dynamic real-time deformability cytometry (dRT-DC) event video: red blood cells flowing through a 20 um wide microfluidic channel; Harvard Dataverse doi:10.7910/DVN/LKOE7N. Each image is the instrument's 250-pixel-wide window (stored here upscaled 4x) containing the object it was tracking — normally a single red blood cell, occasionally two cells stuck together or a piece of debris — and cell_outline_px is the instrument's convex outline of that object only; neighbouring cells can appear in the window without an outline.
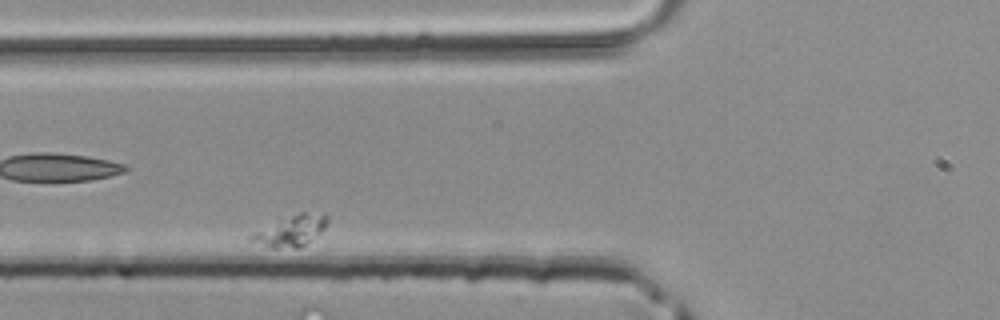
{"species": "common noctule bat (a hibernating species)", "species_latin": "Nyctalus noctula", "temperature_condition": "room temperature", "stored_images_in_passage": 5, "camera_frame_rate_fps": 3000, "um_per_image_px": 0.085, "animal": {"sex": "male", "body_mass_g": 20.4}, "frame": {"image": 1, "passage_image": 3, "time_ms": 0.667, "image_size_px": [1000, 320], "cell_outline_px": [[328, 220], [324, 228], [300, 248], [272, 248], [248, 240], [248, 236], [252, 232], [300, 212], [324, 212], [328, 216]], "centroid_in_image_um": [24.72, 19.61], "position_along_channel_um": 101.1, "area_um2": 13.53}}
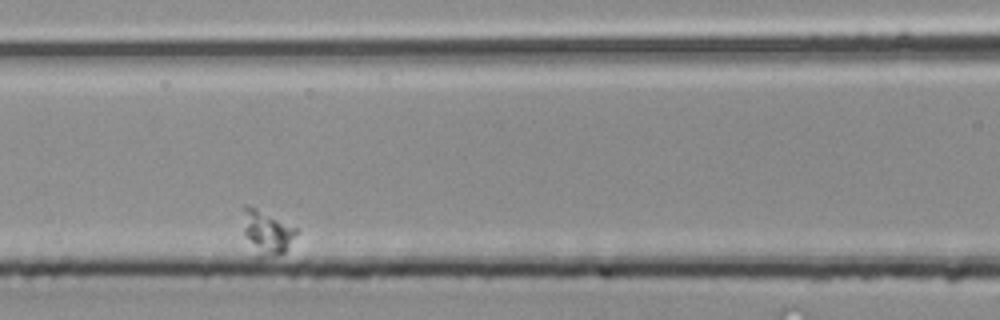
{"frame": {"image": 2, "passage_image": 4, "time_ms": 1.0, "image_size_px": [1000, 320], "cell_outline_px": [[300, 232], [284, 252], [272, 256], [256, 260], [244, 232], [244, 204], [248, 204], [300, 228]], "centroid_in_image_um": [22.72, 19.79], "position_along_channel_um": 143.9, "area_um2": 14.1}}
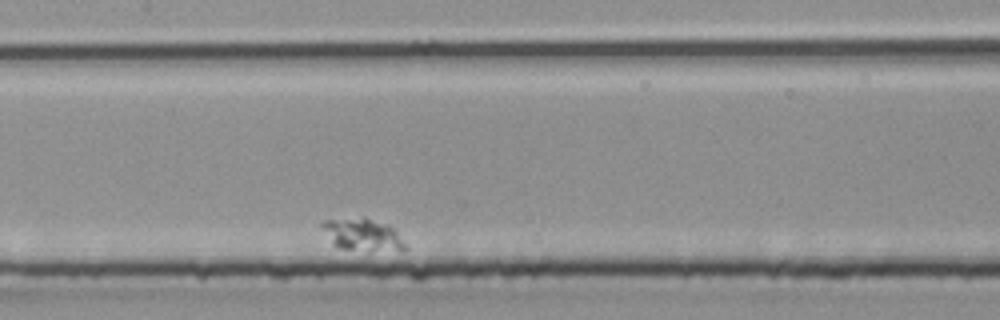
{"frame": {"image": 3, "passage_image": 5, "time_ms": 1.333, "image_size_px": [1000, 320], "cell_outline_px": [[408, 248], [368, 252], [340, 248], [332, 244], [320, 228], [320, 224], [324, 220], [364, 216], [388, 224], [408, 244]], "centroid_in_image_um": [30.78, 19.94], "position_along_channel_um": 176.6, "area_um2": 16.13}}